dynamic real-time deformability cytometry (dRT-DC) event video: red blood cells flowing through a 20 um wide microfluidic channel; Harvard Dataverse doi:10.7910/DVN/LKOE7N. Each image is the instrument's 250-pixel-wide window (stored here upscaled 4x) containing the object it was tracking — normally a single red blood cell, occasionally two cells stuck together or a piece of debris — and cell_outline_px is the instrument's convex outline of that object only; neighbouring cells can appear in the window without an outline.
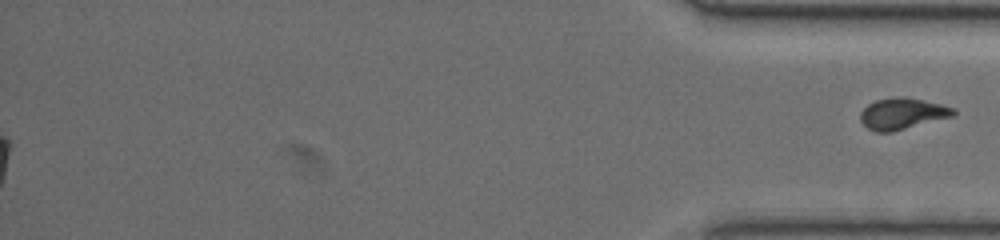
{"species": "common noctule bat (a hibernating species)", "species_latin": "Nyctalus noctula", "temperature_condition": "warm", "stored_images_in_passage": 67, "segment_of_instrument_passage": [2, 2], "camera_frame_rate_fps": 3000, "um_per_image_px": 0.085, "animal": {"sex": "female", "body_mass_g": 19.5, "forearm_length_mm": 54.1}, "frame": {"image": 1, "passage_image": 67, "time_ms": 22.0, "image_size_px": [1000, 240], "cell_outline_px": [[956, 112], [952, 116], [892, 132], [876, 132], [868, 128], [860, 120], [860, 112], [868, 104], [876, 100], [900, 96], [940, 104], [956, 108]], "centroid_in_image_um": [76.68, 9.66], "position_along_channel_um": 358.5, "area_um2": 16.7}}